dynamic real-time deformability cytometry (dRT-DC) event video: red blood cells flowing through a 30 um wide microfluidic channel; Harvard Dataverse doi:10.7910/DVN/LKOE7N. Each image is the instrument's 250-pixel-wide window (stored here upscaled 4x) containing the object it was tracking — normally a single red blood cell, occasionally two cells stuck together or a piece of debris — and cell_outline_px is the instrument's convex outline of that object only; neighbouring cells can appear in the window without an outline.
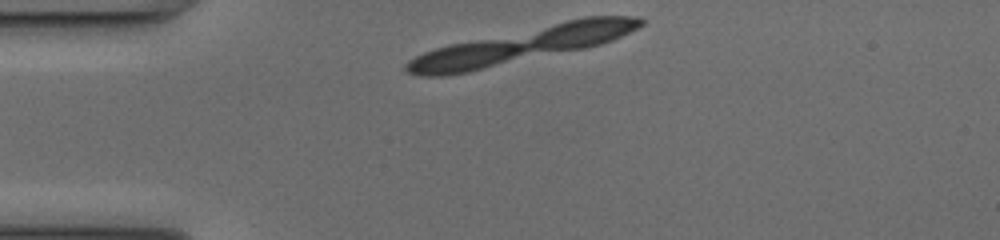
{"species": "common noctule bat (a hibernating species)", "species_latin": "Nyctalus noctula", "temperature_condition": "cold", "stored_images_in_passage": 8, "segment_of_instrument_passage": [2, 2], "camera_frame_rate_fps": 3000, "um_per_image_px": 0.085, "animal": {"sex": "female", "body_mass_g": 17.0, "forearm_length_mm": 48.0}, "frame": {"image": 1, "passage_image": 2, "time_ms": 0.333, "image_size_px": [1000, 240], "cell_outline_px": [[520, 48], [512, 52], [464, 68], [436, 72], [420, 72], [412, 68], [412, 64], [416, 60], [424, 56], [448, 48], [484, 44], [520, 44]], "centroid_in_image_um": [39.24, 4.85], "position_along_channel_um": 45.8, "area_um2": 12.66}}